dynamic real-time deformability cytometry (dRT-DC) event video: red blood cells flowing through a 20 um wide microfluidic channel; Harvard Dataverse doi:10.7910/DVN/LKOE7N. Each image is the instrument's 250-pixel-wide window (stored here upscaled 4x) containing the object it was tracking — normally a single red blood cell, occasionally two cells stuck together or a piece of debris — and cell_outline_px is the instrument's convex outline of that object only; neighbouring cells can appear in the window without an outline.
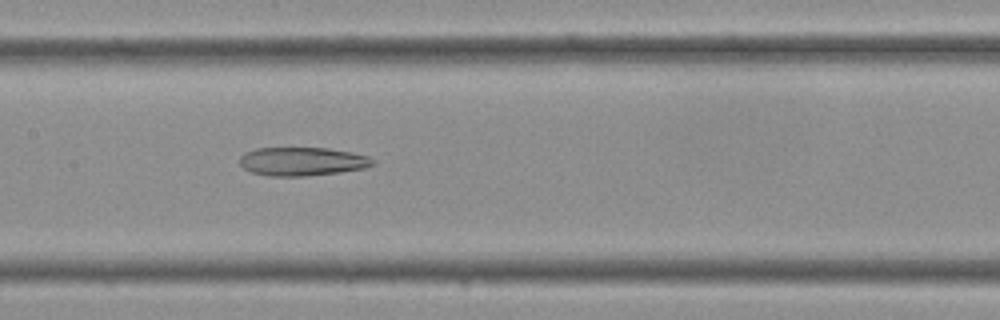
{"species": "Egyptian fruit bat (a non-hibernating species)", "species_latin": "Rousettus aegyptiacus", "temperature_condition": "cold", "stored_images_in_passage": 37, "camera_frame_rate_fps": 3000, "um_per_image_px": 0.085, "frame": {"image": 1, "passage_image": 18, "time_ms": 5.667, "image_size_px": [1000, 320], "cell_outline_px": [[376, 164], [364, 168], [340, 172], [308, 176], [268, 176], [252, 172], [244, 168], [240, 164], [240, 156], [244, 152], [256, 148], [328, 148], [352, 152], [368, 156], [376, 160]], "centroid_in_image_um": [25.71, 13.72], "position_along_channel_um": 181.7, "area_um2": 22.31}}
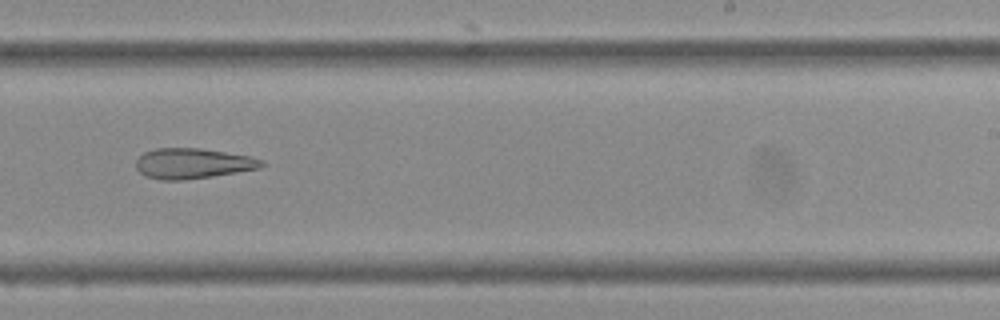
{"frame": {"image": 2, "passage_image": 23, "time_ms": 7.333, "image_size_px": [1000, 320], "cell_outline_px": [[264, 164], [260, 168], [212, 176], [184, 180], [160, 180], [144, 176], [136, 168], [136, 160], [144, 152], [156, 148], [200, 148], [252, 156], [264, 160]], "centroid_in_image_um": [16.38, 13.89], "position_along_channel_um": 272.6, "area_um2": 22.31}}
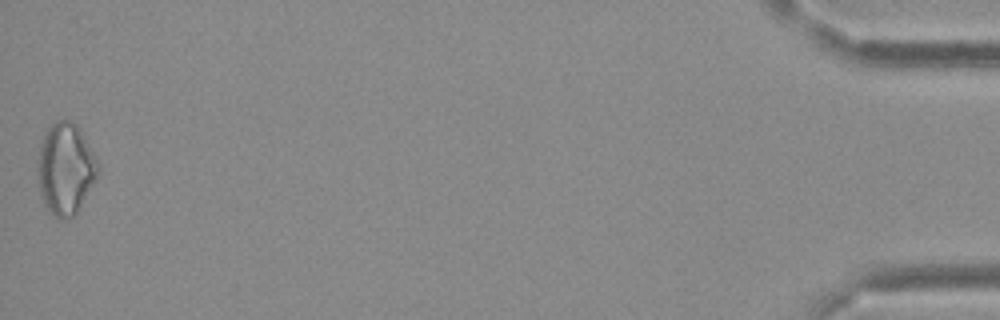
{"frame": {"image": 3, "passage_image": 37, "time_ms": 12.0, "image_size_px": [1000, 320], "cell_outline_px": [[100, 168], [96, 180], [76, 212], [72, 216], [64, 220], [60, 220], [44, 204], [40, 196], [36, 180], [36, 160], [40, 144], [44, 132], [56, 120], [68, 120], [76, 124], [96, 156], [100, 164]], "centroid_in_image_um": [5.53, 14.33], "position_along_channel_um": 429.7, "area_um2": 32.6}}